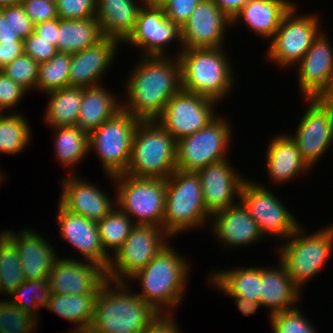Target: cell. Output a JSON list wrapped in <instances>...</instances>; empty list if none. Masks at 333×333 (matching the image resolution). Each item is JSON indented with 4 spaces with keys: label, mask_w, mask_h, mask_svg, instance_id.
<instances>
[{
    "label": "cell",
    "mask_w": 333,
    "mask_h": 333,
    "mask_svg": "<svg viewBox=\"0 0 333 333\" xmlns=\"http://www.w3.org/2000/svg\"><path fill=\"white\" fill-rule=\"evenodd\" d=\"M220 114L206 127L176 141V169L195 171L226 158L232 126Z\"/></svg>",
    "instance_id": "cell-11"
},
{
    "label": "cell",
    "mask_w": 333,
    "mask_h": 333,
    "mask_svg": "<svg viewBox=\"0 0 333 333\" xmlns=\"http://www.w3.org/2000/svg\"><path fill=\"white\" fill-rule=\"evenodd\" d=\"M324 32H320L298 63V84L304 98L317 97L333 76V47Z\"/></svg>",
    "instance_id": "cell-22"
},
{
    "label": "cell",
    "mask_w": 333,
    "mask_h": 333,
    "mask_svg": "<svg viewBox=\"0 0 333 333\" xmlns=\"http://www.w3.org/2000/svg\"><path fill=\"white\" fill-rule=\"evenodd\" d=\"M60 19H86L96 14V0H55Z\"/></svg>",
    "instance_id": "cell-44"
},
{
    "label": "cell",
    "mask_w": 333,
    "mask_h": 333,
    "mask_svg": "<svg viewBox=\"0 0 333 333\" xmlns=\"http://www.w3.org/2000/svg\"><path fill=\"white\" fill-rule=\"evenodd\" d=\"M223 50V47L187 48L177 52L182 89L220 103L234 85L232 62Z\"/></svg>",
    "instance_id": "cell-4"
},
{
    "label": "cell",
    "mask_w": 333,
    "mask_h": 333,
    "mask_svg": "<svg viewBox=\"0 0 333 333\" xmlns=\"http://www.w3.org/2000/svg\"><path fill=\"white\" fill-rule=\"evenodd\" d=\"M217 104L213 99L181 89L166 103L155 121L177 141L212 122L217 117L214 109Z\"/></svg>",
    "instance_id": "cell-14"
},
{
    "label": "cell",
    "mask_w": 333,
    "mask_h": 333,
    "mask_svg": "<svg viewBox=\"0 0 333 333\" xmlns=\"http://www.w3.org/2000/svg\"><path fill=\"white\" fill-rule=\"evenodd\" d=\"M117 184L116 207L134 219V224L162 228L166 182L161 178H136L127 174L111 177Z\"/></svg>",
    "instance_id": "cell-8"
},
{
    "label": "cell",
    "mask_w": 333,
    "mask_h": 333,
    "mask_svg": "<svg viewBox=\"0 0 333 333\" xmlns=\"http://www.w3.org/2000/svg\"><path fill=\"white\" fill-rule=\"evenodd\" d=\"M5 229L3 231H0V240L5 236Z\"/></svg>",
    "instance_id": "cell-60"
},
{
    "label": "cell",
    "mask_w": 333,
    "mask_h": 333,
    "mask_svg": "<svg viewBox=\"0 0 333 333\" xmlns=\"http://www.w3.org/2000/svg\"><path fill=\"white\" fill-rule=\"evenodd\" d=\"M119 100L101 84L83 88L77 125L90 133L122 110V100Z\"/></svg>",
    "instance_id": "cell-30"
},
{
    "label": "cell",
    "mask_w": 333,
    "mask_h": 333,
    "mask_svg": "<svg viewBox=\"0 0 333 333\" xmlns=\"http://www.w3.org/2000/svg\"><path fill=\"white\" fill-rule=\"evenodd\" d=\"M26 94L24 88L0 71V113L14 110Z\"/></svg>",
    "instance_id": "cell-45"
},
{
    "label": "cell",
    "mask_w": 333,
    "mask_h": 333,
    "mask_svg": "<svg viewBox=\"0 0 333 333\" xmlns=\"http://www.w3.org/2000/svg\"><path fill=\"white\" fill-rule=\"evenodd\" d=\"M22 0H0V8L21 4Z\"/></svg>",
    "instance_id": "cell-57"
},
{
    "label": "cell",
    "mask_w": 333,
    "mask_h": 333,
    "mask_svg": "<svg viewBox=\"0 0 333 333\" xmlns=\"http://www.w3.org/2000/svg\"><path fill=\"white\" fill-rule=\"evenodd\" d=\"M71 258V259H70ZM57 258L48 276L50 294L98 293L107 280L106 270L94 262L72 257Z\"/></svg>",
    "instance_id": "cell-17"
},
{
    "label": "cell",
    "mask_w": 333,
    "mask_h": 333,
    "mask_svg": "<svg viewBox=\"0 0 333 333\" xmlns=\"http://www.w3.org/2000/svg\"><path fill=\"white\" fill-rule=\"evenodd\" d=\"M201 0H167L161 6L168 19L180 27L185 24Z\"/></svg>",
    "instance_id": "cell-49"
},
{
    "label": "cell",
    "mask_w": 333,
    "mask_h": 333,
    "mask_svg": "<svg viewBox=\"0 0 333 333\" xmlns=\"http://www.w3.org/2000/svg\"><path fill=\"white\" fill-rule=\"evenodd\" d=\"M98 293L80 295L50 294L46 309L61 316L75 328L69 333H87L93 319L94 306Z\"/></svg>",
    "instance_id": "cell-32"
},
{
    "label": "cell",
    "mask_w": 333,
    "mask_h": 333,
    "mask_svg": "<svg viewBox=\"0 0 333 333\" xmlns=\"http://www.w3.org/2000/svg\"><path fill=\"white\" fill-rule=\"evenodd\" d=\"M134 225V220L116 206L97 222L102 248L109 257L122 246Z\"/></svg>",
    "instance_id": "cell-37"
},
{
    "label": "cell",
    "mask_w": 333,
    "mask_h": 333,
    "mask_svg": "<svg viewBox=\"0 0 333 333\" xmlns=\"http://www.w3.org/2000/svg\"><path fill=\"white\" fill-rule=\"evenodd\" d=\"M234 303L237 305L238 309L242 312L243 315L248 316L251 314H256L258 308L261 306L259 302H254L251 300L243 299L240 297H233Z\"/></svg>",
    "instance_id": "cell-55"
},
{
    "label": "cell",
    "mask_w": 333,
    "mask_h": 333,
    "mask_svg": "<svg viewBox=\"0 0 333 333\" xmlns=\"http://www.w3.org/2000/svg\"><path fill=\"white\" fill-rule=\"evenodd\" d=\"M304 99L309 106L299 119L294 135L290 136L302 158L312 168L333 145V111L317 97Z\"/></svg>",
    "instance_id": "cell-15"
},
{
    "label": "cell",
    "mask_w": 333,
    "mask_h": 333,
    "mask_svg": "<svg viewBox=\"0 0 333 333\" xmlns=\"http://www.w3.org/2000/svg\"><path fill=\"white\" fill-rule=\"evenodd\" d=\"M9 296L13 304L40 320L38 311L46 307L50 296L48 279L25 280Z\"/></svg>",
    "instance_id": "cell-40"
},
{
    "label": "cell",
    "mask_w": 333,
    "mask_h": 333,
    "mask_svg": "<svg viewBox=\"0 0 333 333\" xmlns=\"http://www.w3.org/2000/svg\"><path fill=\"white\" fill-rule=\"evenodd\" d=\"M30 128L24 114L16 113V110L0 113V154L22 153L32 140Z\"/></svg>",
    "instance_id": "cell-36"
},
{
    "label": "cell",
    "mask_w": 333,
    "mask_h": 333,
    "mask_svg": "<svg viewBox=\"0 0 333 333\" xmlns=\"http://www.w3.org/2000/svg\"><path fill=\"white\" fill-rule=\"evenodd\" d=\"M130 284L107 279L101 285L87 333H143L159 316Z\"/></svg>",
    "instance_id": "cell-2"
},
{
    "label": "cell",
    "mask_w": 333,
    "mask_h": 333,
    "mask_svg": "<svg viewBox=\"0 0 333 333\" xmlns=\"http://www.w3.org/2000/svg\"><path fill=\"white\" fill-rule=\"evenodd\" d=\"M71 54L57 52L49 61L39 64L37 90L48 93L69 87Z\"/></svg>",
    "instance_id": "cell-39"
},
{
    "label": "cell",
    "mask_w": 333,
    "mask_h": 333,
    "mask_svg": "<svg viewBox=\"0 0 333 333\" xmlns=\"http://www.w3.org/2000/svg\"><path fill=\"white\" fill-rule=\"evenodd\" d=\"M21 6L34 25L58 18L55 0H22Z\"/></svg>",
    "instance_id": "cell-46"
},
{
    "label": "cell",
    "mask_w": 333,
    "mask_h": 333,
    "mask_svg": "<svg viewBox=\"0 0 333 333\" xmlns=\"http://www.w3.org/2000/svg\"><path fill=\"white\" fill-rule=\"evenodd\" d=\"M55 132V156L61 166L74 167L86 158L89 151V133L75 126H60L52 128Z\"/></svg>",
    "instance_id": "cell-35"
},
{
    "label": "cell",
    "mask_w": 333,
    "mask_h": 333,
    "mask_svg": "<svg viewBox=\"0 0 333 333\" xmlns=\"http://www.w3.org/2000/svg\"><path fill=\"white\" fill-rule=\"evenodd\" d=\"M234 169L228 158H224L197 171L205 209L210 216L235 205L234 198H240V190L246 177Z\"/></svg>",
    "instance_id": "cell-19"
},
{
    "label": "cell",
    "mask_w": 333,
    "mask_h": 333,
    "mask_svg": "<svg viewBox=\"0 0 333 333\" xmlns=\"http://www.w3.org/2000/svg\"><path fill=\"white\" fill-rule=\"evenodd\" d=\"M294 4L291 0H248L232 19V26L242 20L251 32L272 39L282 17Z\"/></svg>",
    "instance_id": "cell-29"
},
{
    "label": "cell",
    "mask_w": 333,
    "mask_h": 333,
    "mask_svg": "<svg viewBox=\"0 0 333 333\" xmlns=\"http://www.w3.org/2000/svg\"><path fill=\"white\" fill-rule=\"evenodd\" d=\"M210 226L224 247L249 246L264 238L256 221L240 201L210 216ZM255 242V243H254Z\"/></svg>",
    "instance_id": "cell-24"
},
{
    "label": "cell",
    "mask_w": 333,
    "mask_h": 333,
    "mask_svg": "<svg viewBox=\"0 0 333 333\" xmlns=\"http://www.w3.org/2000/svg\"><path fill=\"white\" fill-rule=\"evenodd\" d=\"M0 71H1V43H0Z\"/></svg>",
    "instance_id": "cell-61"
},
{
    "label": "cell",
    "mask_w": 333,
    "mask_h": 333,
    "mask_svg": "<svg viewBox=\"0 0 333 333\" xmlns=\"http://www.w3.org/2000/svg\"><path fill=\"white\" fill-rule=\"evenodd\" d=\"M15 243L5 235L0 240V294L9 295L25 281Z\"/></svg>",
    "instance_id": "cell-38"
},
{
    "label": "cell",
    "mask_w": 333,
    "mask_h": 333,
    "mask_svg": "<svg viewBox=\"0 0 333 333\" xmlns=\"http://www.w3.org/2000/svg\"><path fill=\"white\" fill-rule=\"evenodd\" d=\"M266 151V168L270 180L283 184L290 182L298 174L312 169L302 158L296 142L290 135H274Z\"/></svg>",
    "instance_id": "cell-27"
},
{
    "label": "cell",
    "mask_w": 333,
    "mask_h": 333,
    "mask_svg": "<svg viewBox=\"0 0 333 333\" xmlns=\"http://www.w3.org/2000/svg\"><path fill=\"white\" fill-rule=\"evenodd\" d=\"M299 308L278 312L269 316L273 333H317Z\"/></svg>",
    "instance_id": "cell-43"
},
{
    "label": "cell",
    "mask_w": 333,
    "mask_h": 333,
    "mask_svg": "<svg viewBox=\"0 0 333 333\" xmlns=\"http://www.w3.org/2000/svg\"><path fill=\"white\" fill-rule=\"evenodd\" d=\"M1 71L27 92L31 89L36 90L39 63L29 55L23 54L17 57L14 61L5 65Z\"/></svg>",
    "instance_id": "cell-42"
},
{
    "label": "cell",
    "mask_w": 333,
    "mask_h": 333,
    "mask_svg": "<svg viewBox=\"0 0 333 333\" xmlns=\"http://www.w3.org/2000/svg\"><path fill=\"white\" fill-rule=\"evenodd\" d=\"M296 11L295 3L282 17L267 51L268 59L282 68L297 65L321 32L317 15H298Z\"/></svg>",
    "instance_id": "cell-12"
},
{
    "label": "cell",
    "mask_w": 333,
    "mask_h": 333,
    "mask_svg": "<svg viewBox=\"0 0 333 333\" xmlns=\"http://www.w3.org/2000/svg\"><path fill=\"white\" fill-rule=\"evenodd\" d=\"M24 54L32 57L37 63L49 61L57 52V47L34 32L23 40Z\"/></svg>",
    "instance_id": "cell-47"
},
{
    "label": "cell",
    "mask_w": 333,
    "mask_h": 333,
    "mask_svg": "<svg viewBox=\"0 0 333 333\" xmlns=\"http://www.w3.org/2000/svg\"><path fill=\"white\" fill-rule=\"evenodd\" d=\"M171 237L161 227L135 224L122 246L110 257L106 277L127 282L167 246Z\"/></svg>",
    "instance_id": "cell-9"
},
{
    "label": "cell",
    "mask_w": 333,
    "mask_h": 333,
    "mask_svg": "<svg viewBox=\"0 0 333 333\" xmlns=\"http://www.w3.org/2000/svg\"><path fill=\"white\" fill-rule=\"evenodd\" d=\"M103 38L96 17L86 19H60L58 52L74 54L95 45Z\"/></svg>",
    "instance_id": "cell-33"
},
{
    "label": "cell",
    "mask_w": 333,
    "mask_h": 333,
    "mask_svg": "<svg viewBox=\"0 0 333 333\" xmlns=\"http://www.w3.org/2000/svg\"><path fill=\"white\" fill-rule=\"evenodd\" d=\"M4 16H9L10 26L22 40L34 32V23L26 14L21 4L0 8Z\"/></svg>",
    "instance_id": "cell-48"
},
{
    "label": "cell",
    "mask_w": 333,
    "mask_h": 333,
    "mask_svg": "<svg viewBox=\"0 0 333 333\" xmlns=\"http://www.w3.org/2000/svg\"><path fill=\"white\" fill-rule=\"evenodd\" d=\"M301 224L278 248L279 260L300 288L319 273L333 249V225L305 234ZM289 240V241H288Z\"/></svg>",
    "instance_id": "cell-7"
},
{
    "label": "cell",
    "mask_w": 333,
    "mask_h": 333,
    "mask_svg": "<svg viewBox=\"0 0 333 333\" xmlns=\"http://www.w3.org/2000/svg\"><path fill=\"white\" fill-rule=\"evenodd\" d=\"M39 320L7 299L0 301V333H32Z\"/></svg>",
    "instance_id": "cell-41"
},
{
    "label": "cell",
    "mask_w": 333,
    "mask_h": 333,
    "mask_svg": "<svg viewBox=\"0 0 333 333\" xmlns=\"http://www.w3.org/2000/svg\"><path fill=\"white\" fill-rule=\"evenodd\" d=\"M119 44L113 38L103 37L95 45L71 54L69 87L87 88L102 84L101 78L113 65Z\"/></svg>",
    "instance_id": "cell-21"
},
{
    "label": "cell",
    "mask_w": 333,
    "mask_h": 333,
    "mask_svg": "<svg viewBox=\"0 0 333 333\" xmlns=\"http://www.w3.org/2000/svg\"><path fill=\"white\" fill-rule=\"evenodd\" d=\"M165 182L166 198L162 228L170 237L188 229H199L204 223H208L207 220L210 222L197 172L176 169Z\"/></svg>",
    "instance_id": "cell-5"
},
{
    "label": "cell",
    "mask_w": 333,
    "mask_h": 333,
    "mask_svg": "<svg viewBox=\"0 0 333 333\" xmlns=\"http://www.w3.org/2000/svg\"><path fill=\"white\" fill-rule=\"evenodd\" d=\"M317 98L330 110L333 111V76L327 87L317 96Z\"/></svg>",
    "instance_id": "cell-56"
},
{
    "label": "cell",
    "mask_w": 333,
    "mask_h": 333,
    "mask_svg": "<svg viewBox=\"0 0 333 333\" xmlns=\"http://www.w3.org/2000/svg\"><path fill=\"white\" fill-rule=\"evenodd\" d=\"M176 40L181 52V27L166 17L162 6L144 3L135 29L124 43L141 48L142 56H165V47Z\"/></svg>",
    "instance_id": "cell-16"
},
{
    "label": "cell",
    "mask_w": 333,
    "mask_h": 333,
    "mask_svg": "<svg viewBox=\"0 0 333 333\" xmlns=\"http://www.w3.org/2000/svg\"><path fill=\"white\" fill-rule=\"evenodd\" d=\"M48 98L45 122L49 127L75 126L81 108L83 88L65 87L45 93Z\"/></svg>",
    "instance_id": "cell-34"
},
{
    "label": "cell",
    "mask_w": 333,
    "mask_h": 333,
    "mask_svg": "<svg viewBox=\"0 0 333 333\" xmlns=\"http://www.w3.org/2000/svg\"><path fill=\"white\" fill-rule=\"evenodd\" d=\"M143 333H180V328L171 314H159Z\"/></svg>",
    "instance_id": "cell-50"
},
{
    "label": "cell",
    "mask_w": 333,
    "mask_h": 333,
    "mask_svg": "<svg viewBox=\"0 0 333 333\" xmlns=\"http://www.w3.org/2000/svg\"><path fill=\"white\" fill-rule=\"evenodd\" d=\"M23 42L10 26L9 16H4L0 9V43Z\"/></svg>",
    "instance_id": "cell-53"
},
{
    "label": "cell",
    "mask_w": 333,
    "mask_h": 333,
    "mask_svg": "<svg viewBox=\"0 0 333 333\" xmlns=\"http://www.w3.org/2000/svg\"><path fill=\"white\" fill-rule=\"evenodd\" d=\"M239 200L256 221L264 238L269 235L286 240L300 225L282 200L267 187L250 179L243 182Z\"/></svg>",
    "instance_id": "cell-13"
},
{
    "label": "cell",
    "mask_w": 333,
    "mask_h": 333,
    "mask_svg": "<svg viewBox=\"0 0 333 333\" xmlns=\"http://www.w3.org/2000/svg\"><path fill=\"white\" fill-rule=\"evenodd\" d=\"M57 208L56 220L62 238L76 248L86 261L94 262L106 270L110 257L102 248L97 222L71 213L59 203Z\"/></svg>",
    "instance_id": "cell-23"
},
{
    "label": "cell",
    "mask_w": 333,
    "mask_h": 333,
    "mask_svg": "<svg viewBox=\"0 0 333 333\" xmlns=\"http://www.w3.org/2000/svg\"><path fill=\"white\" fill-rule=\"evenodd\" d=\"M208 278L209 284L214 285L225 295L260 303L261 267L259 266L221 269L210 273Z\"/></svg>",
    "instance_id": "cell-31"
},
{
    "label": "cell",
    "mask_w": 333,
    "mask_h": 333,
    "mask_svg": "<svg viewBox=\"0 0 333 333\" xmlns=\"http://www.w3.org/2000/svg\"><path fill=\"white\" fill-rule=\"evenodd\" d=\"M139 61L124 84L122 110L140 121L156 120L182 89L180 62L177 56H142Z\"/></svg>",
    "instance_id": "cell-1"
},
{
    "label": "cell",
    "mask_w": 333,
    "mask_h": 333,
    "mask_svg": "<svg viewBox=\"0 0 333 333\" xmlns=\"http://www.w3.org/2000/svg\"><path fill=\"white\" fill-rule=\"evenodd\" d=\"M143 3V0H96L95 17L103 37L125 42L135 29Z\"/></svg>",
    "instance_id": "cell-28"
},
{
    "label": "cell",
    "mask_w": 333,
    "mask_h": 333,
    "mask_svg": "<svg viewBox=\"0 0 333 333\" xmlns=\"http://www.w3.org/2000/svg\"><path fill=\"white\" fill-rule=\"evenodd\" d=\"M59 18L34 25V33L57 47Z\"/></svg>",
    "instance_id": "cell-51"
},
{
    "label": "cell",
    "mask_w": 333,
    "mask_h": 333,
    "mask_svg": "<svg viewBox=\"0 0 333 333\" xmlns=\"http://www.w3.org/2000/svg\"><path fill=\"white\" fill-rule=\"evenodd\" d=\"M175 250L169 243L127 281L138 280L142 291L136 294L160 314H172L171 310L181 304L189 279L188 260Z\"/></svg>",
    "instance_id": "cell-3"
},
{
    "label": "cell",
    "mask_w": 333,
    "mask_h": 333,
    "mask_svg": "<svg viewBox=\"0 0 333 333\" xmlns=\"http://www.w3.org/2000/svg\"><path fill=\"white\" fill-rule=\"evenodd\" d=\"M144 3L149 5H158L161 6L167 0H143Z\"/></svg>",
    "instance_id": "cell-58"
},
{
    "label": "cell",
    "mask_w": 333,
    "mask_h": 333,
    "mask_svg": "<svg viewBox=\"0 0 333 333\" xmlns=\"http://www.w3.org/2000/svg\"><path fill=\"white\" fill-rule=\"evenodd\" d=\"M3 174V175H2ZM4 173L2 171H0V182L2 183V181L4 180Z\"/></svg>",
    "instance_id": "cell-59"
},
{
    "label": "cell",
    "mask_w": 333,
    "mask_h": 333,
    "mask_svg": "<svg viewBox=\"0 0 333 333\" xmlns=\"http://www.w3.org/2000/svg\"><path fill=\"white\" fill-rule=\"evenodd\" d=\"M228 26L232 27V19L220 10L213 0H201L181 26L182 47H222Z\"/></svg>",
    "instance_id": "cell-18"
},
{
    "label": "cell",
    "mask_w": 333,
    "mask_h": 333,
    "mask_svg": "<svg viewBox=\"0 0 333 333\" xmlns=\"http://www.w3.org/2000/svg\"><path fill=\"white\" fill-rule=\"evenodd\" d=\"M213 1L222 12H224L230 19H233L248 0H213Z\"/></svg>",
    "instance_id": "cell-54"
},
{
    "label": "cell",
    "mask_w": 333,
    "mask_h": 333,
    "mask_svg": "<svg viewBox=\"0 0 333 333\" xmlns=\"http://www.w3.org/2000/svg\"><path fill=\"white\" fill-rule=\"evenodd\" d=\"M5 234L15 243L25 280L48 278L58 255L40 233L22 229L19 234L6 230Z\"/></svg>",
    "instance_id": "cell-25"
},
{
    "label": "cell",
    "mask_w": 333,
    "mask_h": 333,
    "mask_svg": "<svg viewBox=\"0 0 333 333\" xmlns=\"http://www.w3.org/2000/svg\"><path fill=\"white\" fill-rule=\"evenodd\" d=\"M176 170V140L155 120L139 121L124 174L167 179Z\"/></svg>",
    "instance_id": "cell-6"
},
{
    "label": "cell",
    "mask_w": 333,
    "mask_h": 333,
    "mask_svg": "<svg viewBox=\"0 0 333 333\" xmlns=\"http://www.w3.org/2000/svg\"><path fill=\"white\" fill-rule=\"evenodd\" d=\"M23 54V42L1 43V70L5 65L11 63Z\"/></svg>",
    "instance_id": "cell-52"
},
{
    "label": "cell",
    "mask_w": 333,
    "mask_h": 333,
    "mask_svg": "<svg viewBox=\"0 0 333 333\" xmlns=\"http://www.w3.org/2000/svg\"><path fill=\"white\" fill-rule=\"evenodd\" d=\"M66 177L61 181L63 191L58 200L67 211L98 222L116 206V199L102 192L104 190L98 188L96 183L93 185L78 175Z\"/></svg>",
    "instance_id": "cell-20"
},
{
    "label": "cell",
    "mask_w": 333,
    "mask_h": 333,
    "mask_svg": "<svg viewBox=\"0 0 333 333\" xmlns=\"http://www.w3.org/2000/svg\"><path fill=\"white\" fill-rule=\"evenodd\" d=\"M139 121L130 113L121 110L89 133V151H95L110 179L126 172Z\"/></svg>",
    "instance_id": "cell-10"
},
{
    "label": "cell",
    "mask_w": 333,
    "mask_h": 333,
    "mask_svg": "<svg viewBox=\"0 0 333 333\" xmlns=\"http://www.w3.org/2000/svg\"><path fill=\"white\" fill-rule=\"evenodd\" d=\"M301 294L280 261L275 267H261L260 304L270 310L269 316L297 308Z\"/></svg>",
    "instance_id": "cell-26"
}]
</instances>
